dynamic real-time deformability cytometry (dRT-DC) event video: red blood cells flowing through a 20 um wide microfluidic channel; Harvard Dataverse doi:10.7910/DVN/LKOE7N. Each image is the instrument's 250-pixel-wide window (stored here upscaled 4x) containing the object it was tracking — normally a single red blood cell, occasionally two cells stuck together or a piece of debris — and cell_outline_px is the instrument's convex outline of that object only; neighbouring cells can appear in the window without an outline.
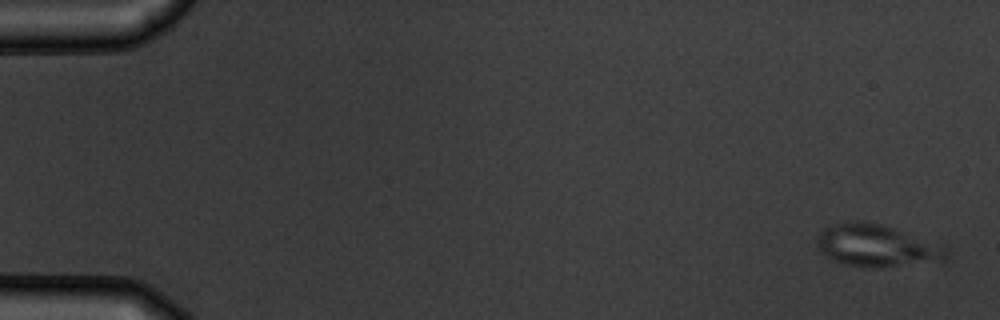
{"species": "common noctule bat (a hibernating species)", "species_latin": "Nyctalus noctula", "temperature_condition": "warm", "stored_images_in_passage": 3, "camera_frame_rate_fps": 3000, "um_per_image_px": 0.085, "animal": {"sex": "male", "body_mass_g": 19.5, "forearm_length_mm": 54.6}, "frame": {"image": 1, "passage_image": 1, "time_ms": 0.0, "image_size_px": [1000, 320], "cell_outline_px": [[948, 256], [944, 260], [880, 268], [844, 264], [820, 252], [816, 244], [816, 236], [824, 228], [832, 224], [848, 220], [864, 220], [880, 224], [944, 244], [948, 248]], "centroid_in_image_um": [74.52, 20.86], "position_along_channel_um": 10.5, "area_um2": 32.08}}